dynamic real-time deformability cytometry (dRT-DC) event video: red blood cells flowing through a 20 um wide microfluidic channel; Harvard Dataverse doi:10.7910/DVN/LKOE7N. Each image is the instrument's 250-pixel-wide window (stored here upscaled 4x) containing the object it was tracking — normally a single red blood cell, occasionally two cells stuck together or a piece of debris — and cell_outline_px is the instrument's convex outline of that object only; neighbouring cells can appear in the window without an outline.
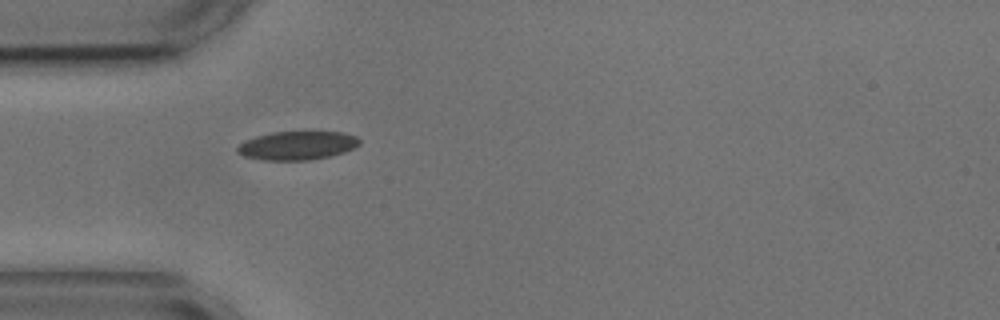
{"species": "common noctule bat (a hibernating species)", "species_latin": "Nyctalus noctula", "temperature_condition": "cold", "stored_images_in_passage": 2, "camera_frame_rate_fps": 3000, "um_per_image_px": 0.085, "animal": {"sex": "male", "body_mass_g": 17.9, "forearm_length_mm": 54.2}, "frame": {"image": 1, "passage_image": 1, "time_ms": 0.0, "image_size_px": [1000, 320], "cell_outline_px": [[360, 144], [344, 152], [328, 156], [308, 160], [264, 160], [244, 156], [236, 152], [236, 148], [244, 140], [256, 136], [272, 132], [340, 132], [356, 136], [360, 140]], "centroid_in_image_um": [25.23, 12.37], "position_along_channel_um": 59.8, "area_um2": 20.23}}